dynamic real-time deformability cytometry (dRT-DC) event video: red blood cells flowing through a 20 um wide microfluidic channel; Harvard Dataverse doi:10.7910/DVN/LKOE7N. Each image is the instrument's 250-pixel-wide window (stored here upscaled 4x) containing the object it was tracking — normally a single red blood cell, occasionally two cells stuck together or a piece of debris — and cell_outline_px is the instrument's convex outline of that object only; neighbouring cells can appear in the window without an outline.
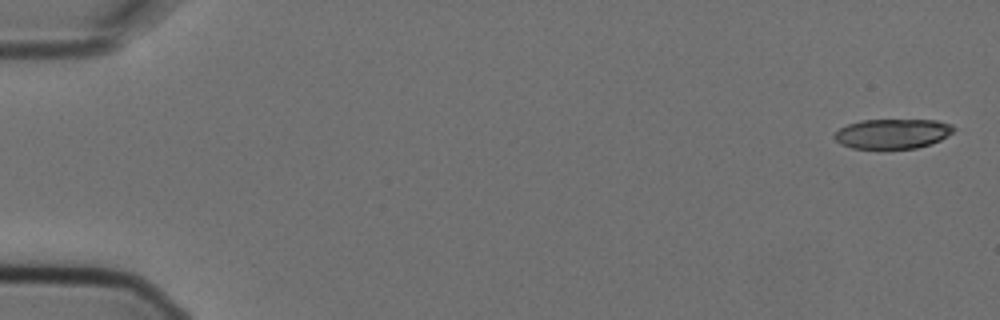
{"species": "Egyptian fruit bat (a non-hibernating species)", "species_latin": "Rousettus aegyptiacus", "temperature_condition": "cold", "stored_images_in_passage": 7, "camera_frame_rate_fps": 3000, "um_per_image_px": 0.085, "animal": {"sex": "female"}, "frame": {"image": 1, "passage_image": 1, "time_ms": 0.0, "image_size_px": [1000, 320], "cell_outline_px": [[956, 128], [948, 136], [940, 140], [916, 148], [852, 148], [840, 144], [832, 136], [840, 128], [848, 124], [860, 120], [936, 120], [952, 124]], "centroid_in_image_um": [75.86, 11.35], "position_along_channel_um": 9.1, "area_um2": 20.63}}
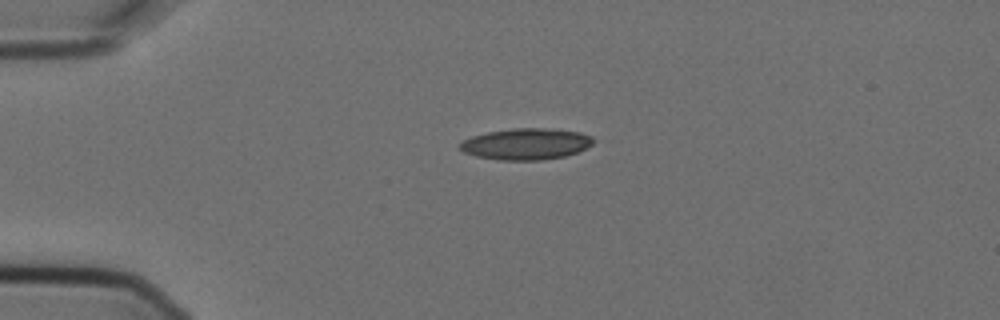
{"frame": {"image": 2, "passage_image": 4, "time_ms": 1.0, "image_size_px": [1000, 320], "cell_outline_px": [[596, 140], [592, 144], [576, 152], [564, 156], [540, 160], [500, 160], [476, 156], [464, 152], [460, 148], [460, 144], [464, 140], [472, 136], [488, 132], [516, 128], [544, 128], [580, 132], [592, 136]], "centroid_in_image_um": [44.73, 12.23], "position_along_channel_um": 40.3, "area_um2": 24.1}}